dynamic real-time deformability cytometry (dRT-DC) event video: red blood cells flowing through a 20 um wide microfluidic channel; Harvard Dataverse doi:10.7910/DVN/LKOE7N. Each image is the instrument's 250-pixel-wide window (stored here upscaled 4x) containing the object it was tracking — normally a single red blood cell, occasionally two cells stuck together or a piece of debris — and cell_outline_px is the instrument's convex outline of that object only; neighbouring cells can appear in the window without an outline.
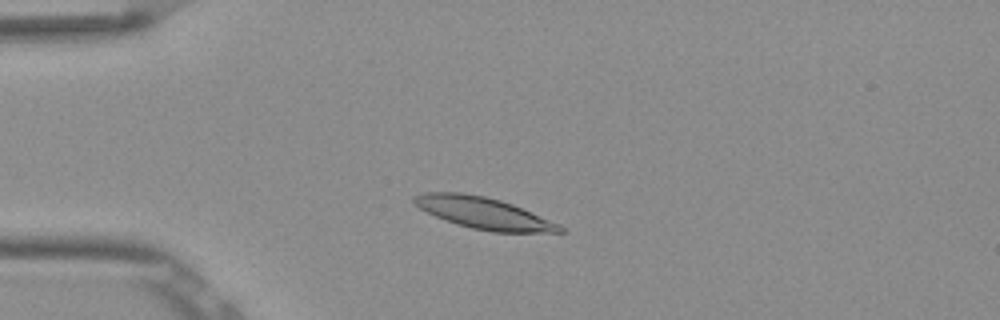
{"species": "Egyptian fruit bat (a non-hibernating species)", "species_latin": "Rousettus aegyptiacus", "temperature_condition": "room temperature", "stored_images_in_passage": 50, "camera_frame_rate_fps": 3000, "um_per_image_px": 0.085, "frame": {"image": 1, "passage_image": 10, "time_ms": 3.0, "image_size_px": [1000, 320], "cell_outline_px": [[564, 232], [492, 232], [472, 228], [456, 224], [436, 216], [420, 208], [412, 200], [412, 196], [424, 192], [460, 192], [484, 196], [500, 200], [512, 204], [560, 224], [564, 228]], "centroid_in_image_um": [41.1, 18.11], "position_along_channel_um": 43.9, "area_um2": 26.59}}
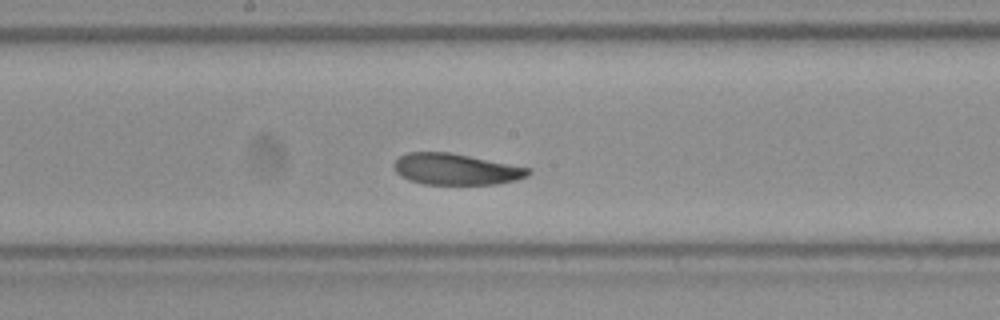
{"frame": {"image": 2, "passage_image": 25, "time_ms": 8.0, "image_size_px": [1000, 320], "cell_outline_px": [[532, 172], [528, 176], [516, 180], [496, 184], [424, 184], [408, 180], [400, 176], [392, 168], [392, 164], [400, 156], [408, 152], [448, 152], [532, 168]], "centroid_in_image_um": [38.74, 14.38], "position_along_channel_um": 209.5, "area_um2": 24.57}}
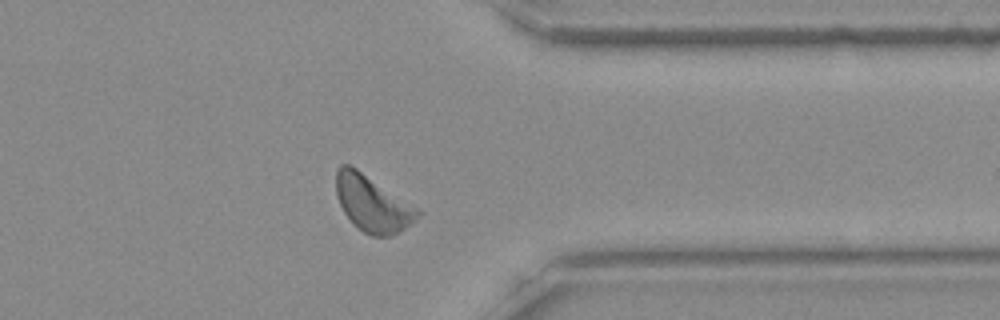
{"frame": {"image": 3, "passage_image": 39, "time_ms": 12.667, "image_size_px": [1000, 320], "cell_outline_px": [[424, 212], [412, 224], [400, 232], [392, 236], [372, 236], [364, 232], [344, 212], [336, 196], [336, 168], [340, 164], [348, 164], [356, 168], [420, 208]], "centroid_in_image_um": [31.71, 17.3], "position_along_channel_um": 379.7, "area_um2": 26.82}, "authors_computed_cell_mechanics": {"area_um2": 25.6054, "velocity_mm_per_s": 3.8107, "shape_relaxation_time_tau1_ms": 3.2876, "shape_relaxation_time_tau2_ms": 7.7618, "deformation_change_tau1": 0.1071, "deformation_change_tau2": 0.1732}}